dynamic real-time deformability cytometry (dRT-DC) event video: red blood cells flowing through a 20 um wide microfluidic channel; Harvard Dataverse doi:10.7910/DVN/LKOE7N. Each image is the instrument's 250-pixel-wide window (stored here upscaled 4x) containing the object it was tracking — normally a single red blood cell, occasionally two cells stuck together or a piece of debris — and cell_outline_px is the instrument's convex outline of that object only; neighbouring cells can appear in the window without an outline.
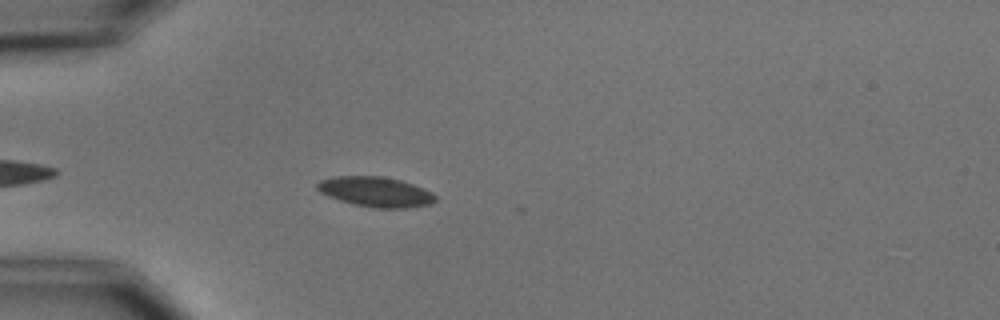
{"species": "common noctule bat (a hibernating species)", "species_latin": "Nyctalus noctula", "temperature_condition": "cold", "stored_images_in_passage": 3, "camera_frame_rate_fps": 3000, "um_per_image_px": 0.085, "animal": {"sex": "male", "body_mass_g": 15.6}, "frame": {"image": 1, "passage_image": 2, "time_ms": 1.333, "image_size_px": [1000, 320], "cell_outline_px": [[436, 200], [432, 204], [408, 208], [376, 208], [352, 204], [328, 196], [320, 192], [316, 188], [316, 184], [320, 180], [336, 176], [380, 176], [400, 180], [412, 184], [432, 192], [436, 196]], "centroid_in_image_um": [31.93, 16.31], "position_along_channel_um": 53.1, "area_um2": 20.69}}